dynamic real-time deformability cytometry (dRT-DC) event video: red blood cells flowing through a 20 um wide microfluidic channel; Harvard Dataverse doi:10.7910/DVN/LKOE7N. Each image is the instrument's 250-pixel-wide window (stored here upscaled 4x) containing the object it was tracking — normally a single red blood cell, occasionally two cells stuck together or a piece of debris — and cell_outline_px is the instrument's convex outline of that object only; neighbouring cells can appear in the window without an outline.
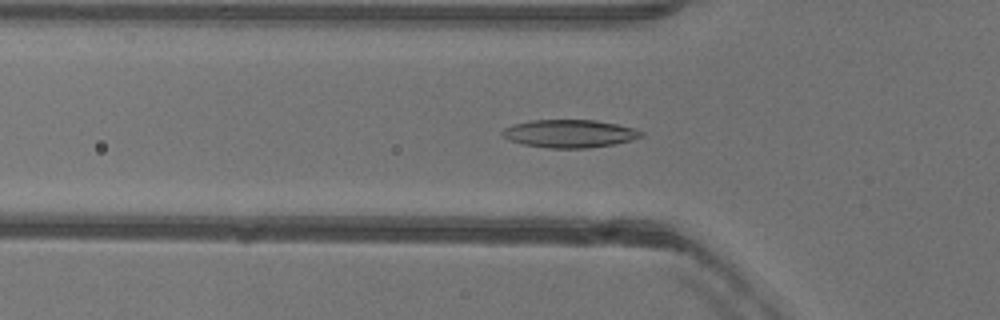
{"species": "common noctule bat (a hibernating species)", "species_latin": "Nyctalus noctula", "temperature_condition": "warm", "stored_images_in_passage": 32, "camera_frame_rate_fps": 3000, "um_per_image_px": 0.085, "animal": {"sex": "female"}, "frame": {"image": 1, "passage_image": 4, "time_ms": 1.0, "image_size_px": [1000, 320], "cell_outline_px": [[644, 136], [632, 140], [612, 144], [588, 148], [548, 148], [524, 144], [508, 140], [500, 132], [504, 128], [512, 124], [532, 120], [596, 120], [616, 124], [632, 128], [644, 132]], "centroid_in_image_um": [48.4, 11.35], "position_along_channel_um": 77.4, "area_um2": 22.54}}
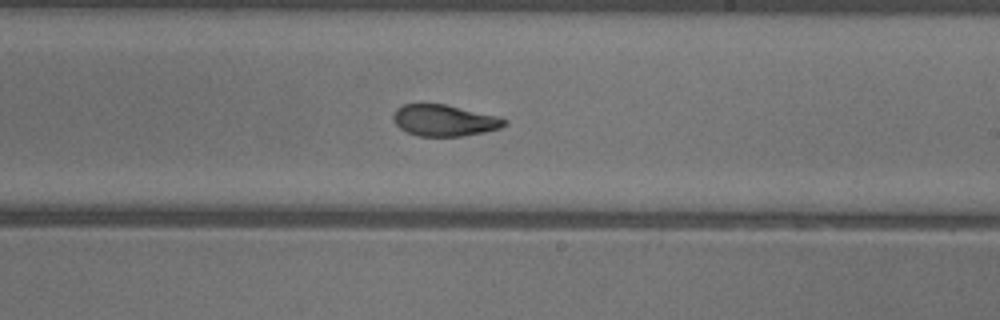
{"frame": {"image": 2, "passage_image": 17, "time_ms": 5.333, "image_size_px": [1000, 320], "cell_outline_px": [[508, 124], [500, 128], [484, 132], [460, 136], [416, 136], [400, 128], [392, 120], [392, 116], [396, 108], [404, 104], [444, 104], [500, 116], [508, 120]], "centroid_in_image_um": [37.78, 10.23], "position_along_channel_um": 251.2, "area_um2": 20.46}}
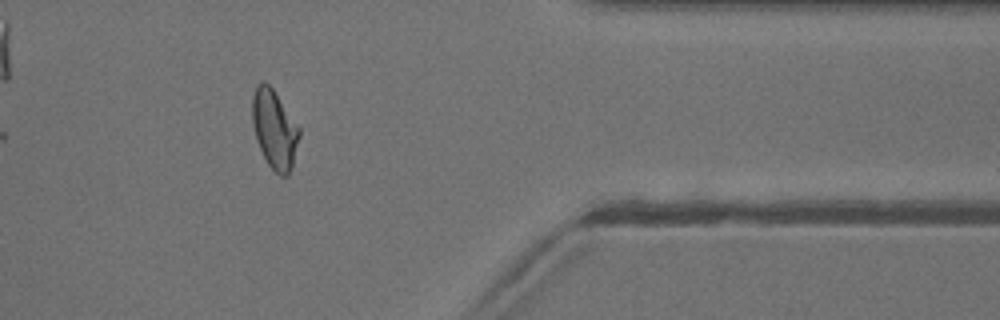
{"frame": {"image": 3, "passage_image": 29, "time_ms": 9.333, "image_size_px": [1000, 320], "cell_outline_px": [[300, 136], [292, 168], [288, 176], [280, 176], [268, 164], [260, 148], [252, 124], [252, 96], [256, 84], [264, 80], [272, 88], [300, 128]], "centroid_in_image_um": [23.33, 10.98], "position_along_channel_um": 388.1, "area_um2": 21.5}, "authors_computed_cell_mechanics": {"area_um2": 21.0681, "velocity_mm_per_s": 3.9894, "shape_relaxation_time_tau1_ms": 4.9123, "shape_relaxation_time_tau2_ms": 1.8784, "deformation_change_tau1": 0.1667, "deformation_change_tau2": 0.078}}